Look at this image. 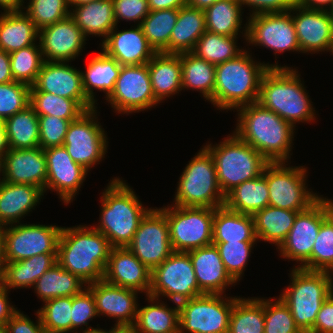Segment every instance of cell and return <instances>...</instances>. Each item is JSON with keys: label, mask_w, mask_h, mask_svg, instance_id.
Wrapping results in <instances>:
<instances>
[{"label": "cell", "mask_w": 333, "mask_h": 333, "mask_svg": "<svg viewBox=\"0 0 333 333\" xmlns=\"http://www.w3.org/2000/svg\"><path fill=\"white\" fill-rule=\"evenodd\" d=\"M62 227L21 224L4 227V257L16 262L42 253H57Z\"/></svg>", "instance_id": "16"}, {"label": "cell", "mask_w": 333, "mask_h": 333, "mask_svg": "<svg viewBox=\"0 0 333 333\" xmlns=\"http://www.w3.org/2000/svg\"><path fill=\"white\" fill-rule=\"evenodd\" d=\"M176 191L175 206L217 208L224 205L215 162L205 146L183 170Z\"/></svg>", "instance_id": "8"}, {"label": "cell", "mask_w": 333, "mask_h": 333, "mask_svg": "<svg viewBox=\"0 0 333 333\" xmlns=\"http://www.w3.org/2000/svg\"><path fill=\"white\" fill-rule=\"evenodd\" d=\"M226 138L213 147L209 143L205 145L213 156L217 181L224 196L239 184L263 174L269 163L257 150L241 140L234 132L233 135Z\"/></svg>", "instance_id": "7"}, {"label": "cell", "mask_w": 333, "mask_h": 333, "mask_svg": "<svg viewBox=\"0 0 333 333\" xmlns=\"http://www.w3.org/2000/svg\"><path fill=\"white\" fill-rule=\"evenodd\" d=\"M57 116L38 115L39 147L43 150L63 146L70 122Z\"/></svg>", "instance_id": "54"}, {"label": "cell", "mask_w": 333, "mask_h": 333, "mask_svg": "<svg viewBox=\"0 0 333 333\" xmlns=\"http://www.w3.org/2000/svg\"><path fill=\"white\" fill-rule=\"evenodd\" d=\"M127 248L151 271L174 252L166 215L160 208L150 209L140 220Z\"/></svg>", "instance_id": "18"}, {"label": "cell", "mask_w": 333, "mask_h": 333, "mask_svg": "<svg viewBox=\"0 0 333 333\" xmlns=\"http://www.w3.org/2000/svg\"><path fill=\"white\" fill-rule=\"evenodd\" d=\"M37 314V323L19 310L3 326V333H47L43 328L40 316Z\"/></svg>", "instance_id": "57"}, {"label": "cell", "mask_w": 333, "mask_h": 333, "mask_svg": "<svg viewBox=\"0 0 333 333\" xmlns=\"http://www.w3.org/2000/svg\"><path fill=\"white\" fill-rule=\"evenodd\" d=\"M85 285L79 277L56 263L38 278L33 287L37 296L46 302L58 297H73L81 293L87 287Z\"/></svg>", "instance_id": "39"}, {"label": "cell", "mask_w": 333, "mask_h": 333, "mask_svg": "<svg viewBox=\"0 0 333 333\" xmlns=\"http://www.w3.org/2000/svg\"><path fill=\"white\" fill-rule=\"evenodd\" d=\"M146 297L150 304L138 309L133 326L136 331L138 333H179L178 303L171 308L155 297L149 295Z\"/></svg>", "instance_id": "36"}, {"label": "cell", "mask_w": 333, "mask_h": 333, "mask_svg": "<svg viewBox=\"0 0 333 333\" xmlns=\"http://www.w3.org/2000/svg\"><path fill=\"white\" fill-rule=\"evenodd\" d=\"M38 39L44 61L69 62L81 53L87 37L76 25L75 20L68 16L40 29Z\"/></svg>", "instance_id": "21"}, {"label": "cell", "mask_w": 333, "mask_h": 333, "mask_svg": "<svg viewBox=\"0 0 333 333\" xmlns=\"http://www.w3.org/2000/svg\"><path fill=\"white\" fill-rule=\"evenodd\" d=\"M111 248L94 226L62 227L57 263L88 285L103 279Z\"/></svg>", "instance_id": "2"}, {"label": "cell", "mask_w": 333, "mask_h": 333, "mask_svg": "<svg viewBox=\"0 0 333 333\" xmlns=\"http://www.w3.org/2000/svg\"><path fill=\"white\" fill-rule=\"evenodd\" d=\"M223 295L205 293L179 302V333H228L230 313L238 297L224 299Z\"/></svg>", "instance_id": "11"}, {"label": "cell", "mask_w": 333, "mask_h": 333, "mask_svg": "<svg viewBox=\"0 0 333 333\" xmlns=\"http://www.w3.org/2000/svg\"><path fill=\"white\" fill-rule=\"evenodd\" d=\"M3 123L9 149L39 147L38 115L30 105L5 119Z\"/></svg>", "instance_id": "40"}, {"label": "cell", "mask_w": 333, "mask_h": 333, "mask_svg": "<svg viewBox=\"0 0 333 333\" xmlns=\"http://www.w3.org/2000/svg\"><path fill=\"white\" fill-rule=\"evenodd\" d=\"M9 150L6 129L3 121H0V159L5 155V153Z\"/></svg>", "instance_id": "65"}, {"label": "cell", "mask_w": 333, "mask_h": 333, "mask_svg": "<svg viewBox=\"0 0 333 333\" xmlns=\"http://www.w3.org/2000/svg\"><path fill=\"white\" fill-rule=\"evenodd\" d=\"M310 271L333 273V212L321 223L310 256Z\"/></svg>", "instance_id": "49"}, {"label": "cell", "mask_w": 333, "mask_h": 333, "mask_svg": "<svg viewBox=\"0 0 333 333\" xmlns=\"http://www.w3.org/2000/svg\"><path fill=\"white\" fill-rule=\"evenodd\" d=\"M205 294L196 280L194 268L187 252H173L151 271L149 296L167 297L173 303Z\"/></svg>", "instance_id": "12"}, {"label": "cell", "mask_w": 333, "mask_h": 333, "mask_svg": "<svg viewBox=\"0 0 333 333\" xmlns=\"http://www.w3.org/2000/svg\"><path fill=\"white\" fill-rule=\"evenodd\" d=\"M29 105L37 115L57 116L66 120H76L86 112L76 100L39 90H30Z\"/></svg>", "instance_id": "46"}, {"label": "cell", "mask_w": 333, "mask_h": 333, "mask_svg": "<svg viewBox=\"0 0 333 333\" xmlns=\"http://www.w3.org/2000/svg\"><path fill=\"white\" fill-rule=\"evenodd\" d=\"M0 164L2 180L34 185L46 192L47 164L42 148L9 149Z\"/></svg>", "instance_id": "24"}, {"label": "cell", "mask_w": 333, "mask_h": 333, "mask_svg": "<svg viewBox=\"0 0 333 333\" xmlns=\"http://www.w3.org/2000/svg\"><path fill=\"white\" fill-rule=\"evenodd\" d=\"M44 153L47 164L46 191H56L67 205L73 201L89 171L75 163L64 146L47 148Z\"/></svg>", "instance_id": "20"}, {"label": "cell", "mask_w": 333, "mask_h": 333, "mask_svg": "<svg viewBox=\"0 0 333 333\" xmlns=\"http://www.w3.org/2000/svg\"><path fill=\"white\" fill-rule=\"evenodd\" d=\"M212 242L257 241L252 215L230 210L225 205L215 208Z\"/></svg>", "instance_id": "34"}, {"label": "cell", "mask_w": 333, "mask_h": 333, "mask_svg": "<svg viewBox=\"0 0 333 333\" xmlns=\"http://www.w3.org/2000/svg\"><path fill=\"white\" fill-rule=\"evenodd\" d=\"M76 333H78V332L76 331ZM82 333H110V330L106 331V330H103V329H100L99 327H97V328H92V329H88V330L85 329Z\"/></svg>", "instance_id": "70"}, {"label": "cell", "mask_w": 333, "mask_h": 333, "mask_svg": "<svg viewBox=\"0 0 333 333\" xmlns=\"http://www.w3.org/2000/svg\"><path fill=\"white\" fill-rule=\"evenodd\" d=\"M117 113H135L158 105L147 64L123 65L114 90L106 99Z\"/></svg>", "instance_id": "17"}, {"label": "cell", "mask_w": 333, "mask_h": 333, "mask_svg": "<svg viewBox=\"0 0 333 333\" xmlns=\"http://www.w3.org/2000/svg\"><path fill=\"white\" fill-rule=\"evenodd\" d=\"M8 289L0 282V326L3 327L7 321L18 311L8 301Z\"/></svg>", "instance_id": "60"}, {"label": "cell", "mask_w": 333, "mask_h": 333, "mask_svg": "<svg viewBox=\"0 0 333 333\" xmlns=\"http://www.w3.org/2000/svg\"><path fill=\"white\" fill-rule=\"evenodd\" d=\"M309 333H333V292L322 304Z\"/></svg>", "instance_id": "59"}, {"label": "cell", "mask_w": 333, "mask_h": 333, "mask_svg": "<svg viewBox=\"0 0 333 333\" xmlns=\"http://www.w3.org/2000/svg\"><path fill=\"white\" fill-rule=\"evenodd\" d=\"M191 259L199 288L206 294H223L226 288L237 283L226 271L219 251L214 244L187 252Z\"/></svg>", "instance_id": "27"}, {"label": "cell", "mask_w": 333, "mask_h": 333, "mask_svg": "<svg viewBox=\"0 0 333 333\" xmlns=\"http://www.w3.org/2000/svg\"><path fill=\"white\" fill-rule=\"evenodd\" d=\"M43 195L44 191L37 186L9 183L0 178V225L19 224L22 217L35 209Z\"/></svg>", "instance_id": "28"}, {"label": "cell", "mask_w": 333, "mask_h": 333, "mask_svg": "<svg viewBox=\"0 0 333 333\" xmlns=\"http://www.w3.org/2000/svg\"><path fill=\"white\" fill-rule=\"evenodd\" d=\"M147 66L154 96L159 103L182 91L181 54L156 53Z\"/></svg>", "instance_id": "29"}, {"label": "cell", "mask_w": 333, "mask_h": 333, "mask_svg": "<svg viewBox=\"0 0 333 333\" xmlns=\"http://www.w3.org/2000/svg\"><path fill=\"white\" fill-rule=\"evenodd\" d=\"M23 3V0H0V6L4 11L21 10L23 7Z\"/></svg>", "instance_id": "64"}, {"label": "cell", "mask_w": 333, "mask_h": 333, "mask_svg": "<svg viewBox=\"0 0 333 333\" xmlns=\"http://www.w3.org/2000/svg\"><path fill=\"white\" fill-rule=\"evenodd\" d=\"M246 49L237 57L215 66L213 105L219 110H233L258 100L263 74L269 68L287 66L256 62Z\"/></svg>", "instance_id": "3"}, {"label": "cell", "mask_w": 333, "mask_h": 333, "mask_svg": "<svg viewBox=\"0 0 333 333\" xmlns=\"http://www.w3.org/2000/svg\"><path fill=\"white\" fill-rule=\"evenodd\" d=\"M329 13H330V15L333 17V6H332V8L329 10Z\"/></svg>", "instance_id": "71"}, {"label": "cell", "mask_w": 333, "mask_h": 333, "mask_svg": "<svg viewBox=\"0 0 333 333\" xmlns=\"http://www.w3.org/2000/svg\"><path fill=\"white\" fill-rule=\"evenodd\" d=\"M181 65L182 90L195 89L213 104L215 65L197 57L192 52L181 53Z\"/></svg>", "instance_id": "41"}, {"label": "cell", "mask_w": 333, "mask_h": 333, "mask_svg": "<svg viewBox=\"0 0 333 333\" xmlns=\"http://www.w3.org/2000/svg\"><path fill=\"white\" fill-rule=\"evenodd\" d=\"M271 301L264 298V333H303L283 300L279 297Z\"/></svg>", "instance_id": "52"}, {"label": "cell", "mask_w": 333, "mask_h": 333, "mask_svg": "<svg viewBox=\"0 0 333 333\" xmlns=\"http://www.w3.org/2000/svg\"><path fill=\"white\" fill-rule=\"evenodd\" d=\"M44 304L37 312L46 332H72V297L53 298Z\"/></svg>", "instance_id": "48"}, {"label": "cell", "mask_w": 333, "mask_h": 333, "mask_svg": "<svg viewBox=\"0 0 333 333\" xmlns=\"http://www.w3.org/2000/svg\"><path fill=\"white\" fill-rule=\"evenodd\" d=\"M110 333H138L133 326H114L111 327Z\"/></svg>", "instance_id": "68"}, {"label": "cell", "mask_w": 333, "mask_h": 333, "mask_svg": "<svg viewBox=\"0 0 333 333\" xmlns=\"http://www.w3.org/2000/svg\"><path fill=\"white\" fill-rule=\"evenodd\" d=\"M243 5L249 6L252 10V14L260 13H274V12H286L289 11L296 3L297 0H238Z\"/></svg>", "instance_id": "58"}, {"label": "cell", "mask_w": 333, "mask_h": 333, "mask_svg": "<svg viewBox=\"0 0 333 333\" xmlns=\"http://www.w3.org/2000/svg\"><path fill=\"white\" fill-rule=\"evenodd\" d=\"M120 178H114L101 196L100 222L94 228L101 232L112 248L127 247L140 220L151 209L145 208L135 192Z\"/></svg>", "instance_id": "5"}, {"label": "cell", "mask_w": 333, "mask_h": 333, "mask_svg": "<svg viewBox=\"0 0 333 333\" xmlns=\"http://www.w3.org/2000/svg\"><path fill=\"white\" fill-rule=\"evenodd\" d=\"M264 299L235 300L230 313L228 333H264Z\"/></svg>", "instance_id": "42"}, {"label": "cell", "mask_w": 333, "mask_h": 333, "mask_svg": "<svg viewBox=\"0 0 333 333\" xmlns=\"http://www.w3.org/2000/svg\"><path fill=\"white\" fill-rule=\"evenodd\" d=\"M121 66L116 59L100 52L89 61L86 71H81L84 92L94 105L97 103H95V93L93 91H103L107 99L114 90Z\"/></svg>", "instance_id": "35"}, {"label": "cell", "mask_w": 333, "mask_h": 333, "mask_svg": "<svg viewBox=\"0 0 333 333\" xmlns=\"http://www.w3.org/2000/svg\"><path fill=\"white\" fill-rule=\"evenodd\" d=\"M31 86L17 81L0 84V121L25 109L30 103Z\"/></svg>", "instance_id": "53"}, {"label": "cell", "mask_w": 333, "mask_h": 333, "mask_svg": "<svg viewBox=\"0 0 333 333\" xmlns=\"http://www.w3.org/2000/svg\"><path fill=\"white\" fill-rule=\"evenodd\" d=\"M301 211L267 206L253 215L257 240L277 245L286 239L293 227L297 214Z\"/></svg>", "instance_id": "38"}, {"label": "cell", "mask_w": 333, "mask_h": 333, "mask_svg": "<svg viewBox=\"0 0 333 333\" xmlns=\"http://www.w3.org/2000/svg\"><path fill=\"white\" fill-rule=\"evenodd\" d=\"M297 69L269 68L262 76L257 102L294 128L315 120V110Z\"/></svg>", "instance_id": "4"}, {"label": "cell", "mask_w": 333, "mask_h": 333, "mask_svg": "<svg viewBox=\"0 0 333 333\" xmlns=\"http://www.w3.org/2000/svg\"><path fill=\"white\" fill-rule=\"evenodd\" d=\"M113 9L116 24L123 19L140 25L150 12L148 0H113Z\"/></svg>", "instance_id": "56"}, {"label": "cell", "mask_w": 333, "mask_h": 333, "mask_svg": "<svg viewBox=\"0 0 333 333\" xmlns=\"http://www.w3.org/2000/svg\"><path fill=\"white\" fill-rule=\"evenodd\" d=\"M160 210L166 215L173 251L188 252L212 244L215 208L168 205Z\"/></svg>", "instance_id": "9"}, {"label": "cell", "mask_w": 333, "mask_h": 333, "mask_svg": "<svg viewBox=\"0 0 333 333\" xmlns=\"http://www.w3.org/2000/svg\"><path fill=\"white\" fill-rule=\"evenodd\" d=\"M68 0H29L24 12L40 30L70 16Z\"/></svg>", "instance_id": "50"}, {"label": "cell", "mask_w": 333, "mask_h": 333, "mask_svg": "<svg viewBox=\"0 0 333 333\" xmlns=\"http://www.w3.org/2000/svg\"><path fill=\"white\" fill-rule=\"evenodd\" d=\"M72 332L76 333L74 329L86 326V330L92 329L88 326L89 320L97 317V310L95 299L92 292L86 287L81 293L72 297Z\"/></svg>", "instance_id": "55"}, {"label": "cell", "mask_w": 333, "mask_h": 333, "mask_svg": "<svg viewBox=\"0 0 333 333\" xmlns=\"http://www.w3.org/2000/svg\"><path fill=\"white\" fill-rule=\"evenodd\" d=\"M257 241H238V242H212L220 254L228 274L236 281H240L244 274L252 246Z\"/></svg>", "instance_id": "51"}, {"label": "cell", "mask_w": 333, "mask_h": 333, "mask_svg": "<svg viewBox=\"0 0 333 333\" xmlns=\"http://www.w3.org/2000/svg\"><path fill=\"white\" fill-rule=\"evenodd\" d=\"M205 31L204 10L188 5L179 8L178 18L170 36L169 54L192 52Z\"/></svg>", "instance_id": "32"}, {"label": "cell", "mask_w": 333, "mask_h": 333, "mask_svg": "<svg viewBox=\"0 0 333 333\" xmlns=\"http://www.w3.org/2000/svg\"><path fill=\"white\" fill-rule=\"evenodd\" d=\"M103 279L137 292L149 295L151 270L148 269L127 247L111 248Z\"/></svg>", "instance_id": "25"}, {"label": "cell", "mask_w": 333, "mask_h": 333, "mask_svg": "<svg viewBox=\"0 0 333 333\" xmlns=\"http://www.w3.org/2000/svg\"><path fill=\"white\" fill-rule=\"evenodd\" d=\"M0 333H3V327L0 326Z\"/></svg>", "instance_id": "72"}, {"label": "cell", "mask_w": 333, "mask_h": 333, "mask_svg": "<svg viewBox=\"0 0 333 333\" xmlns=\"http://www.w3.org/2000/svg\"><path fill=\"white\" fill-rule=\"evenodd\" d=\"M297 3L308 9L326 10V11L327 10L329 11L333 6V0H297Z\"/></svg>", "instance_id": "63"}, {"label": "cell", "mask_w": 333, "mask_h": 333, "mask_svg": "<svg viewBox=\"0 0 333 333\" xmlns=\"http://www.w3.org/2000/svg\"><path fill=\"white\" fill-rule=\"evenodd\" d=\"M57 263V253H42L6 262L0 282L7 289L33 287L38 278Z\"/></svg>", "instance_id": "31"}, {"label": "cell", "mask_w": 333, "mask_h": 333, "mask_svg": "<svg viewBox=\"0 0 333 333\" xmlns=\"http://www.w3.org/2000/svg\"><path fill=\"white\" fill-rule=\"evenodd\" d=\"M217 1L220 0H186V5L192 8L205 10Z\"/></svg>", "instance_id": "66"}, {"label": "cell", "mask_w": 333, "mask_h": 333, "mask_svg": "<svg viewBox=\"0 0 333 333\" xmlns=\"http://www.w3.org/2000/svg\"><path fill=\"white\" fill-rule=\"evenodd\" d=\"M23 11H4L0 14V50L10 54L35 45L39 30Z\"/></svg>", "instance_id": "30"}, {"label": "cell", "mask_w": 333, "mask_h": 333, "mask_svg": "<svg viewBox=\"0 0 333 333\" xmlns=\"http://www.w3.org/2000/svg\"><path fill=\"white\" fill-rule=\"evenodd\" d=\"M332 274L297 267L291 270V285L279 297L289 307L296 325L303 333L312 330L322 304L333 292Z\"/></svg>", "instance_id": "6"}, {"label": "cell", "mask_w": 333, "mask_h": 333, "mask_svg": "<svg viewBox=\"0 0 333 333\" xmlns=\"http://www.w3.org/2000/svg\"><path fill=\"white\" fill-rule=\"evenodd\" d=\"M236 38L237 36H224L205 31L196 42L192 53L216 66L237 57L244 51L236 46Z\"/></svg>", "instance_id": "45"}, {"label": "cell", "mask_w": 333, "mask_h": 333, "mask_svg": "<svg viewBox=\"0 0 333 333\" xmlns=\"http://www.w3.org/2000/svg\"><path fill=\"white\" fill-rule=\"evenodd\" d=\"M289 11L293 13L301 53L333 52V17L328 10L308 9L296 3Z\"/></svg>", "instance_id": "19"}, {"label": "cell", "mask_w": 333, "mask_h": 333, "mask_svg": "<svg viewBox=\"0 0 333 333\" xmlns=\"http://www.w3.org/2000/svg\"><path fill=\"white\" fill-rule=\"evenodd\" d=\"M30 90H39L76 100L86 111L95 108L84 92L81 71L67 62L44 61Z\"/></svg>", "instance_id": "22"}, {"label": "cell", "mask_w": 333, "mask_h": 333, "mask_svg": "<svg viewBox=\"0 0 333 333\" xmlns=\"http://www.w3.org/2000/svg\"><path fill=\"white\" fill-rule=\"evenodd\" d=\"M333 212V200L321 197L297 214L293 227L278 247L282 258L299 261L297 268L310 271V256L321 223Z\"/></svg>", "instance_id": "13"}, {"label": "cell", "mask_w": 333, "mask_h": 333, "mask_svg": "<svg viewBox=\"0 0 333 333\" xmlns=\"http://www.w3.org/2000/svg\"><path fill=\"white\" fill-rule=\"evenodd\" d=\"M92 292L97 314L117 319L114 326H134L139 304L138 292L119 287L104 279L86 285Z\"/></svg>", "instance_id": "23"}, {"label": "cell", "mask_w": 333, "mask_h": 333, "mask_svg": "<svg viewBox=\"0 0 333 333\" xmlns=\"http://www.w3.org/2000/svg\"><path fill=\"white\" fill-rule=\"evenodd\" d=\"M150 11L179 9L186 5V0H148Z\"/></svg>", "instance_id": "62"}, {"label": "cell", "mask_w": 333, "mask_h": 333, "mask_svg": "<svg viewBox=\"0 0 333 333\" xmlns=\"http://www.w3.org/2000/svg\"><path fill=\"white\" fill-rule=\"evenodd\" d=\"M286 162H269L266 165V182L269 189V206L304 211L321 196L306 186V168L288 166Z\"/></svg>", "instance_id": "10"}, {"label": "cell", "mask_w": 333, "mask_h": 333, "mask_svg": "<svg viewBox=\"0 0 333 333\" xmlns=\"http://www.w3.org/2000/svg\"><path fill=\"white\" fill-rule=\"evenodd\" d=\"M224 205L230 210L254 215L269 205V189L266 182V167L263 174L245 181L225 196Z\"/></svg>", "instance_id": "37"}, {"label": "cell", "mask_w": 333, "mask_h": 333, "mask_svg": "<svg viewBox=\"0 0 333 333\" xmlns=\"http://www.w3.org/2000/svg\"><path fill=\"white\" fill-rule=\"evenodd\" d=\"M179 9L150 11L140 26L147 42L156 53L169 54V41Z\"/></svg>", "instance_id": "44"}, {"label": "cell", "mask_w": 333, "mask_h": 333, "mask_svg": "<svg viewBox=\"0 0 333 333\" xmlns=\"http://www.w3.org/2000/svg\"><path fill=\"white\" fill-rule=\"evenodd\" d=\"M117 30L116 25L102 42L101 49L120 65L147 64L156 54L147 42L140 25L124 31Z\"/></svg>", "instance_id": "26"}, {"label": "cell", "mask_w": 333, "mask_h": 333, "mask_svg": "<svg viewBox=\"0 0 333 333\" xmlns=\"http://www.w3.org/2000/svg\"><path fill=\"white\" fill-rule=\"evenodd\" d=\"M96 108L97 106L70 122L63 143L73 161L87 171L102 161L108 147L104 128L96 120Z\"/></svg>", "instance_id": "14"}, {"label": "cell", "mask_w": 333, "mask_h": 333, "mask_svg": "<svg viewBox=\"0 0 333 333\" xmlns=\"http://www.w3.org/2000/svg\"><path fill=\"white\" fill-rule=\"evenodd\" d=\"M14 81L10 67L9 53L0 50V84L9 83Z\"/></svg>", "instance_id": "61"}, {"label": "cell", "mask_w": 333, "mask_h": 333, "mask_svg": "<svg viewBox=\"0 0 333 333\" xmlns=\"http://www.w3.org/2000/svg\"><path fill=\"white\" fill-rule=\"evenodd\" d=\"M244 37L247 43L278 52L299 51V42L290 11L250 15Z\"/></svg>", "instance_id": "15"}, {"label": "cell", "mask_w": 333, "mask_h": 333, "mask_svg": "<svg viewBox=\"0 0 333 333\" xmlns=\"http://www.w3.org/2000/svg\"><path fill=\"white\" fill-rule=\"evenodd\" d=\"M242 6L238 0H220L204 10L206 31L237 36L242 28Z\"/></svg>", "instance_id": "43"}, {"label": "cell", "mask_w": 333, "mask_h": 333, "mask_svg": "<svg viewBox=\"0 0 333 333\" xmlns=\"http://www.w3.org/2000/svg\"><path fill=\"white\" fill-rule=\"evenodd\" d=\"M95 1H101V0H68L69 7L71 6V9L73 6L83 5L86 3H91Z\"/></svg>", "instance_id": "69"}, {"label": "cell", "mask_w": 333, "mask_h": 333, "mask_svg": "<svg viewBox=\"0 0 333 333\" xmlns=\"http://www.w3.org/2000/svg\"><path fill=\"white\" fill-rule=\"evenodd\" d=\"M6 261L4 257V226L0 225V279L3 275Z\"/></svg>", "instance_id": "67"}, {"label": "cell", "mask_w": 333, "mask_h": 333, "mask_svg": "<svg viewBox=\"0 0 333 333\" xmlns=\"http://www.w3.org/2000/svg\"><path fill=\"white\" fill-rule=\"evenodd\" d=\"M234 133L257 150L268 162H287L292 149L294 127L258 102L236 109Z\"/></svg>", "instance_id": "1"}, {"label": "cell", "mask_w": 333, "mask_h": 333, "mask_svg": "<svg viewBox=\"0 0 333 333\" xmlns=\"http://www.w3.org/2000/svg\"><path fill=\"white\" fill-rule=\"evenodd\" d=\"M9 56L14 81L32 86L44 63L40 43L11 52Z\"/></svg>", "instance_id": "47"}, {"label": "cell", "mask_w": 333, "mask_h": 333, "mask_svg": "<svg viewBox=\"0 0 333 333\" xmlns=\"http://www.w3.org/2000/svg\"><path fill=\"white\" fill-rule=\"evenodd\" d=\"M113 0H101L74 6L70 16L84 33V36L97 35L104 39L117 25L114 18Z\"/></svg>", "instance_id": "33"}]
</instances>
